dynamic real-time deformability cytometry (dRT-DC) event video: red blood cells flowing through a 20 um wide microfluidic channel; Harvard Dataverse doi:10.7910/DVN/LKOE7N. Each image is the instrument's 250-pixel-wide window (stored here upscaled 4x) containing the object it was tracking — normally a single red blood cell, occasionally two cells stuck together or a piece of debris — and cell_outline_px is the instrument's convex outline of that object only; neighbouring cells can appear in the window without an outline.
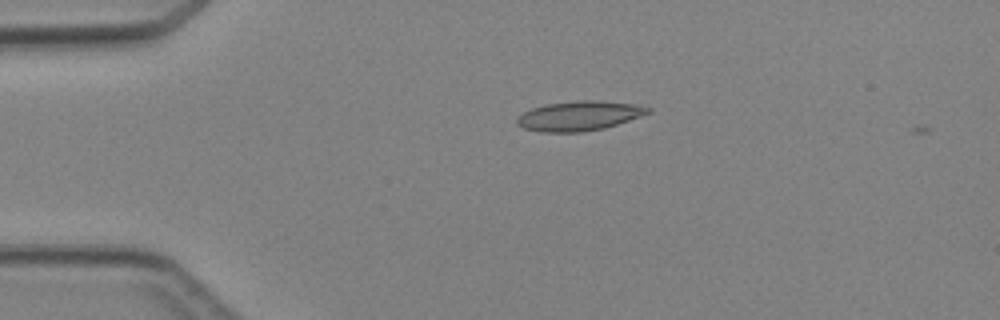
{"species": "Egyptian fruit bat (a non-hibernating species)", "species_latin": "Rousettus aegyptiacus", "temperature_condition": "cold", "stored_images_in_passage": 4, "camera_frame_rate_fps": 3000, "um_per_image_px": 0.085, "animal": {"sex": "female"}, "frame": {"image": 1, "passage_image": 3, "time_ms": 3.0, "image_size_px": [1000, 320], "cell_outline_px": [[652, 112], [604, 128], [580, 132], [540, 132], [524, 128], [516, 124], [516, 120], [524, 112], [532, 108], [548, 104], [580, 100], [596, 100], [636, 104], [652, 108]], "centroid_in_image_um": [49.25, 9.84], "position_along_channel_um": 35.8, "area_um2": 22.43}}